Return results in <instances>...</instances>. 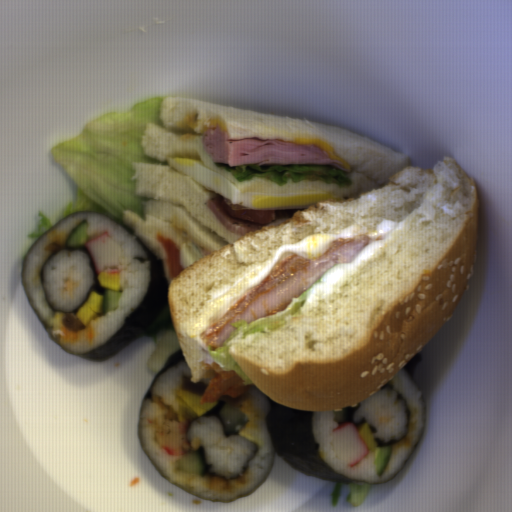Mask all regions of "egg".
<instances>
[{"instance_id": "7", "label": "egg", "mask_w": 512, "mask_h": 512, "mask_svg": "<svg viewBox=\"0 0 512 512\" xmlns=\"http://www.w3.org/2000/svg\"><path fill=\"white\" fill-rule=\"evenodd\" d=\"M65 312H55L54 318L56 321L62 322Z\"/></svg>"}, {"instance_id": "3", "label": "egg", "mask_w": 512, "mask_h": 512, "mask_svg": "<svg viewBox=\"0 0 512 512\" xmlns=\"http://www.w3.org/2000/svg\"><path fill=\"white\" fill-rule=\"evenodd\" d=\"M202 397L203 396L199 394L183 388L177 394V401L179 405L189 407L193 414L200 418L201 416L207 414L210 409L217 404L215 401L213 403H205L201 405Z\"/></svg>"}, {"instance_id": "2", "label": "egg", "mask_w": 512, "mask_h": 512, "mask_svg": "<svg viewBox=\"0 0 512 512\" xmlns=\"http://www.w3.org/2000/svg\"><path fill=\"white\" fill-rule=\"evenodd\" d=\"M104 302L103 293L92 291L85 303L74 313L84 325L90 324L93 319L101 313Z\"/></svg>"}, {"instance_id": "6", "label": "egg", "mask_w": 512, "mask_h": 512, "mask_svg": "<svg viewBox=\"0 0 512 512\" xmlns=\"http://www.w3.org/2000/svg\"><path fill=\"white\" fill-rule=\"evenodd\" d=\"M360 435L364 439L365 443L367 444L369 450L372 451L378 447V442L373 436L367 422H364L358 429Z\"/></svg>"}, {"instance_id": "4", "label": "egg", "mask_w": 512, "mask_h": 512, "mask_svg": "<svg viewBox=\"0 0 512 512\" xmlns=\"http://www.w3.org/2000/svg\"><path fill=\"white\" fill-rule=\"evenodd\" d=\"M177 250H179V262L183 270L203 257L201 247L195 243H183Z\"/></svg>"}, {"instance_id": "1", "label": "egg", "mask_w": 512, "mask_h": 512, "mask_svg": "<svg viewBox=\"0 0 512 512\" xmlns=\"http://www.w3.org/2000/svg\"><path fill=\"white\" fill-rule=\"evenodd\" d=\"M167 164L205 188L217 193L232 205L247 209L304 210L317 202L332 199L345 201L332 192H247L209 168L199 159L167 158Z\"/></svg>"}, {"instance_id": "5", "label": "egg", "mask_w": 512, "mask_h": 512, "mask_svg": "<svg viewBox=\"0 0 512 512\" xmlns=\"http://www.w3.org/2000/svg\"><path fill=\"white\" fill-rule=\"evenodd\" d=\"M98 281L103 289L118 290L121 285L120 275L110 271H102L97 275Z\"/></svg>"}]
</instances>
